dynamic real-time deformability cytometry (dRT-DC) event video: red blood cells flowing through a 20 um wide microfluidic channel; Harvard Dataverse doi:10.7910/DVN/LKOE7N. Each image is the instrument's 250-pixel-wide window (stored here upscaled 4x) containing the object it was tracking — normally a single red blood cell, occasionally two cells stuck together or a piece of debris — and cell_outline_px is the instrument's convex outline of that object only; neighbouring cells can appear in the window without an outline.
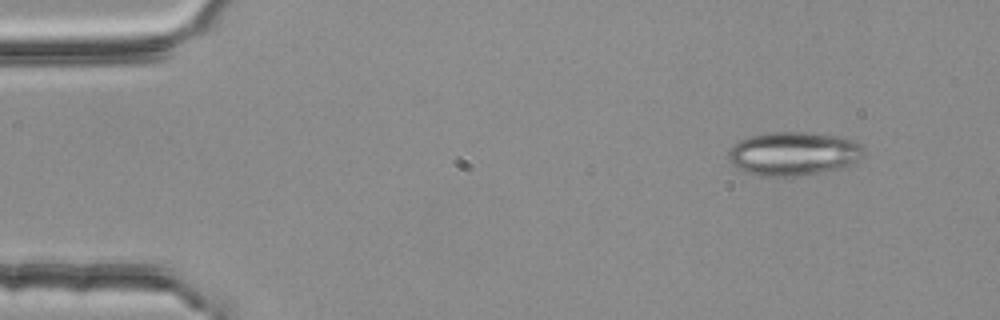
{"species": "common noctule bat (a hibernating species)", "species_latin": "Nyctalus noctula", "temperature_condition": "room temperature", "stored_images_in_passage": 50, "camera_frame_rate_fps": 3000, "um_per_image_px": 0.085, "animal": {"sex": "female", "body_mass_g": 25.1}, "frame": {"image": 1, "passage_image": 1, "time_ms": 0.0, "image_size_px": [1000, 320], "cell_outline_px": [[864, 156], [856, 164], [840, 168], [820, 172], [796, 176], [756, 176], [736, 168], [728, 160], [728, 152], [740, 140], [748, 136], [764, 132], [808, 132], [840, 136], [852, 140], [864, 148]], "centroid_in_image_um": [67.46, 13.06], "position_along_channel_um": 17.5, "area_um2": 34.85}}
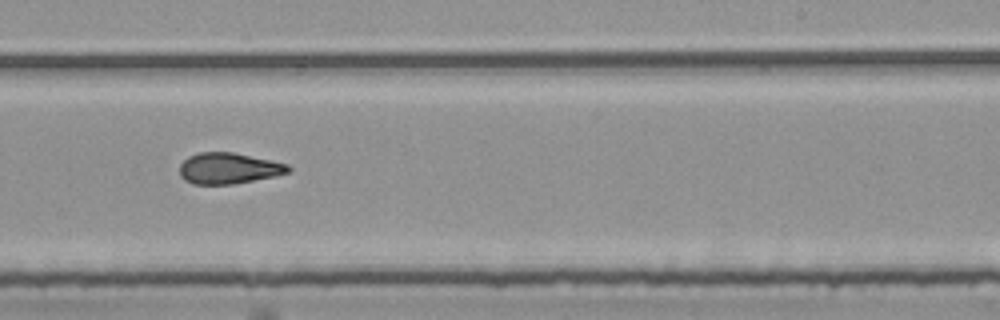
{"frame": {"image": 2, "passage_image": 29, "time_ms": 9.333, "image_size_px": [1000, 320], "cell_outline_px": [[292, 168], [288, 172], [276, 176], [232, 184], [192, 184], [184, 180], [180, 176], [180, 164], [188, 156], [200, 152], [232, 152], [272, 160], [288, 164]], "centroid_in_image_um": [19.43, 14.3], "position_along_channel_um": 269.6, "area_um2": 19.71}}
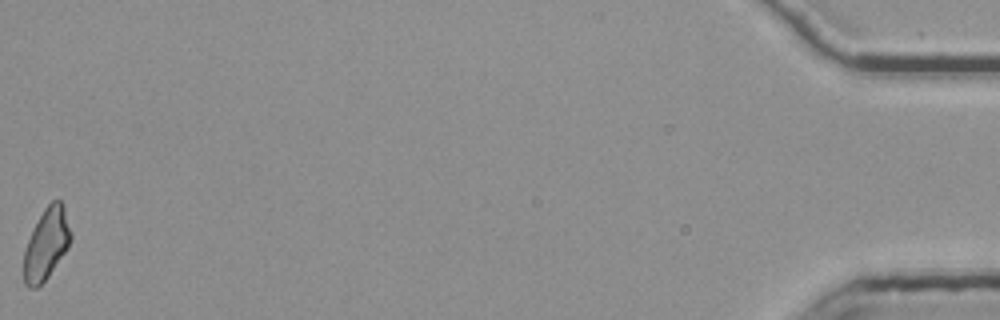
{"frame": {"image": 3, "passage_image": 50, "time_ms": 16.333, "image_size_px": [1000, 320], "cell_outline_px": [[72, 240], [68, 248], [48, 276], [36, 288], [28, 288], [24, 284], [24, 252], [32, 228], [44, 208], [52, 200], [60, 200], [64, 204], [72, 232]], "centroid_in_image_um": [3.96, 20.7], "position_along_channel_um": 431.2, "area_um2": 19.71}, "authors_computed_cell_mechanics": {"area_um2": 20.1433, "velocity_mm_per_s": 3.7741, "shape_relaxation_time_tau1_ms": null, "shape_relaxation_time_tau2_ms": 2.6857, "deformation_change_tau1": null, "deformation_change_tau2": 0.1114}}